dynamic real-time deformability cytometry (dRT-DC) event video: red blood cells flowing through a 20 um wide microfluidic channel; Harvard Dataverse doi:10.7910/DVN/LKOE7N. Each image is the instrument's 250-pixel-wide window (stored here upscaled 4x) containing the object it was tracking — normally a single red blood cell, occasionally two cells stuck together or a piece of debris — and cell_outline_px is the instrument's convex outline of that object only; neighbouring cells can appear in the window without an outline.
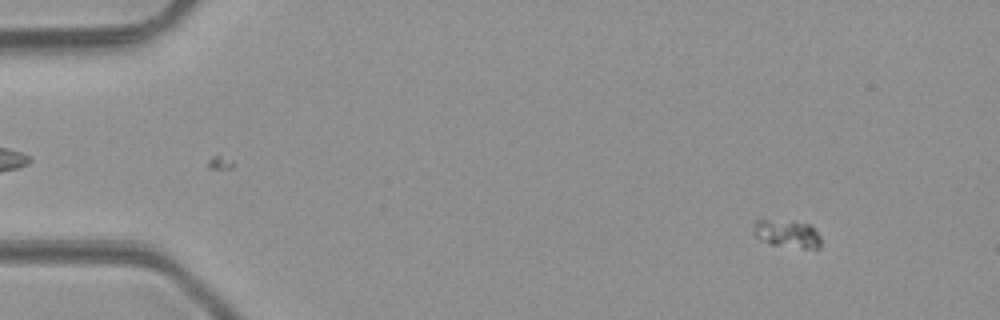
{"species": "common noctule bat (a hibernating species)", "species_latin": "Nyctalus noctula", "temperature_condition": "room temperature", "stored_images_in_passage": 4, "camera_frame_rate_fps": 3000, "um_per_image_px": 0.085, "animal": {"sex": "male", "body_mass_g": 23.1, "forearm_length_mm": 52.7}, "frame": {"image": 1, "passage_image": 1, "time_ms": 0.0, "image_size_px": [1000, 320], "cell_outline_px": [[820, 248], [804, 248], [772, 244], [760, 240], [752, 232], [752, 224], [756, 220], [792, 220], [812, 224], [820, 236]], "centroid_in_image_um": [66.9, 19.83], "position_along_channel_um": 18.1, "area_um2": 11.16}}